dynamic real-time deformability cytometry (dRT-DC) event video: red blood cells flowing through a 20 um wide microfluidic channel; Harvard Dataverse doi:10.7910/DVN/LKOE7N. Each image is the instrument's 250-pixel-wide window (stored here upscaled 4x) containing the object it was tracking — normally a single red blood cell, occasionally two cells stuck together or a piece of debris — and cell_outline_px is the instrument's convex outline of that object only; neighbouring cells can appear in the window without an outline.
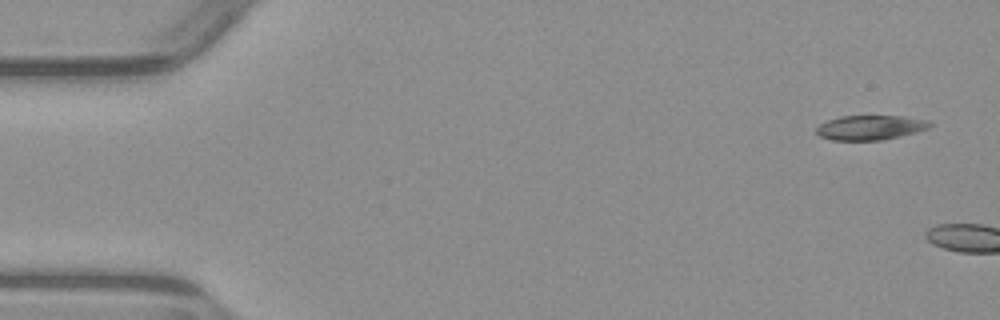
{"species": "common noctule bat (a hibernating species)", "species_latin": "Nyctalus noctula", "temperature_condition": "warm", "stored_images_in_passage": 2, "camera_frame_rate_fps": 3000, "um_per_image_px": 0.085, "animal": {"sex": "male", "body_mass_g": 23.1, "forearm_length_mm": 52.7}, "frame": {"image": 1, "passage_image": 1, "time_ms": 0.0, "image_size_px": [1000, 320], "cell_outline_px": [[932, 124], [928, 128], [916, 132], [900, 136], [880, 140], [832, 140], [820, 136], [816, 132], [816, 128], [820, 124], [828, 120], [840, 116], [900, 116], [928, 120]], "centroid_in_image_um": [73.96, 10.84], "position_along_channel_um": 11.0, "area_um2": 16.13}}